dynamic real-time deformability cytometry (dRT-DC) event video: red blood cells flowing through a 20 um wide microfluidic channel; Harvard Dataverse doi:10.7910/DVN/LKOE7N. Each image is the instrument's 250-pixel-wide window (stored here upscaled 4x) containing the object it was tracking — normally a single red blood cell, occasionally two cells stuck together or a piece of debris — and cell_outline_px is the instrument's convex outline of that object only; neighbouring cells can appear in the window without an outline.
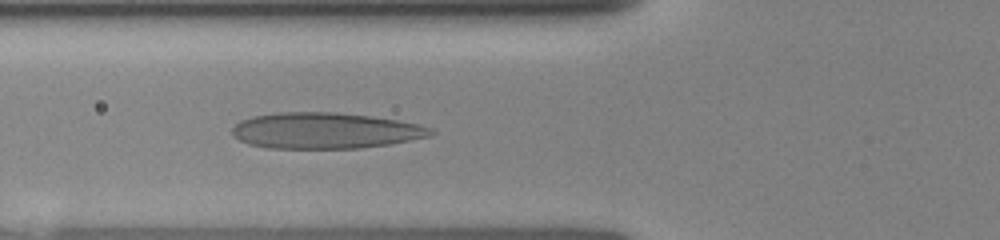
{"species": "human", "species_latin": "Homo sapiens", "temperature_condition": "room temperature", "stored_images_in_passage": 10, "camera_frame_rate_fps": 3000, "um_per_image_px": 0.085, "donor": {"sex": "female"}, "frame": {"image": 1, "passage_image": 10, "time_ms": 4.667, "image_size_px": [1000, 240], "cell_outline_px": [[436, 132], [432, 136], [388, 144], [360, 148], [268, 148], [248, 144], [232, 136], [232, 128], [240, 120], [252, 116], [280, 112], [336, 112], [372, 116], [420, 124], [432, 128]], "centroid_in_image_um": [27.64, 11.1], "position_along_channel_um": 98.2, "area_um2": 41.85}}